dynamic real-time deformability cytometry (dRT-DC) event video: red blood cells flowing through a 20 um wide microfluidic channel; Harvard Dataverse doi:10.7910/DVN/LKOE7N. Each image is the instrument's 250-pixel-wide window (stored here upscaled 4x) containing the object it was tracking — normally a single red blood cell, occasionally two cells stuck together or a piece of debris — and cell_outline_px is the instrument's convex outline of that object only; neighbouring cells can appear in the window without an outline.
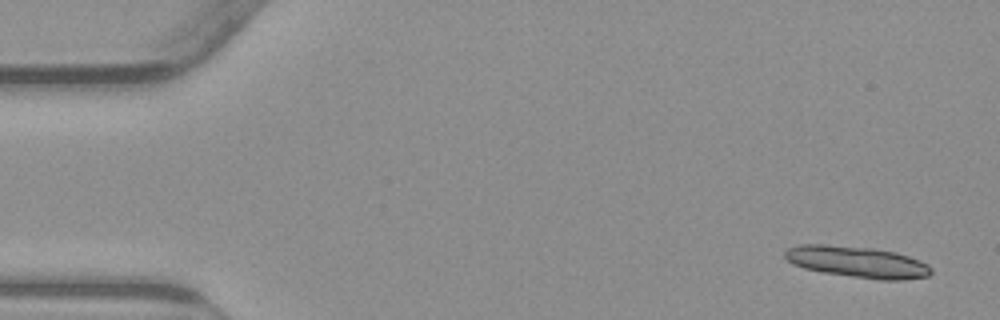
{"species": "common noctule bat (a hibernating species)", "species_latin": "Nyctalus noctula", "temperature_condition": "warm", "stored_images_in_passage": 15, "camera_frame_rate_fps": 3000, "um_per_image_px": 0.085, "animal": {"sex": "male", "body_mass_g": 23.1, "forearm_length_mm": 52.7}, "frame": {"image": 1, "passage_image": 3, "time_ms": 0.667, "image_size_px": [1000, 320], "cell_outline_px": [[932, 272], [928, 276], [900, 280], [880, 280], [824, 272], [804, 268], [792, 264], [784, 256], [784, 252], [788, 248], [800, 244], [828, 244], [872, 248], [896, 252], [920, 260], [928, 264], [932, 268]], "centroid_in_image_um": [72.87, 22.25], "position_along_channel_um": 12.1, "area_um2": 26.7}}